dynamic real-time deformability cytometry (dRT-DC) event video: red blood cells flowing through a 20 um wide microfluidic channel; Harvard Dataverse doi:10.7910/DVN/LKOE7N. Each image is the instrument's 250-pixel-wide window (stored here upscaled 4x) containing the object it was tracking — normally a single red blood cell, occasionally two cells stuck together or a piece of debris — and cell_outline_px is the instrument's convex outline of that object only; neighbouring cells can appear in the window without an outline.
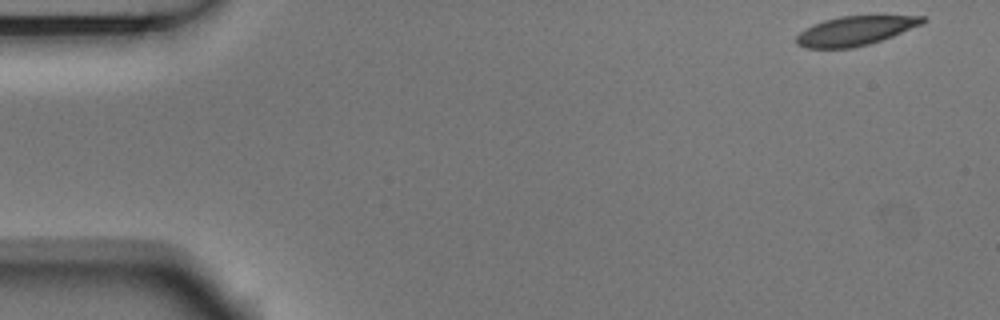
{"species": "Egyptian fruit bat (a non-hibernating species)", "species_latin": "Rousettus aegyptiacus", "temperature_condition": "room temperature", "stored_images_in_passage": 52, "camera_frame_rate_fps": 3000, "um_per_image_px": 0.085, "animal": {"sex": "male"}, "frame": {"image": 1, "passage_image": 1, "time_ms": 0.0, "image_size_px": [1000, 320], "cell_outline_px": [[928, 20], [924, 24], [892, 36], [868, 44], [852, 48], [804, 48], [796, 44], [796, 36], [804, 28], [812, 24], [824, 20], [840, 16], [924, 16]], "centroid_in_image_um": [72.67, 2.61], "position_along_channel_um": 12.3, "area_um2": 21.56}}
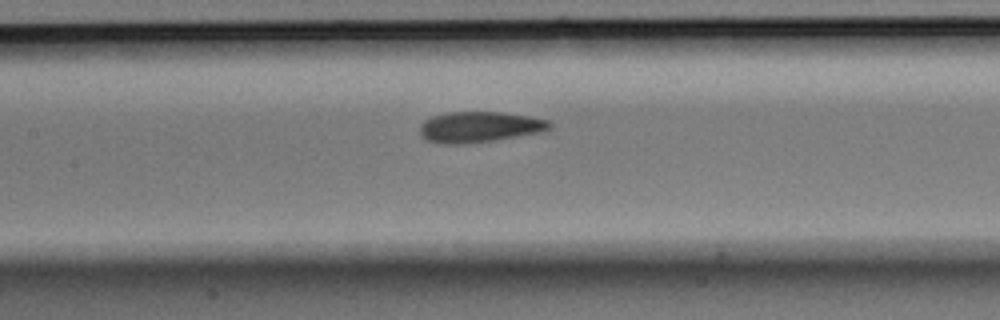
{"frame": {"image": 2, "passage_image": 23, "time_ms": 7.333, "image_size_px": [1000, 320], "cell_outline_px": [[552, 128], [544, 132], [492, 140], [464, 144], [444, 144], [428, 140], [420, 132], [420, 124], [424, 120], [432, 116], [448, 112], [500, 112], [528, 116], [548, 120], [552, 124]], "centroid_in_image_um": [40.78, 10.79], "position_along_channel_um": 166.6, "area_um2": 23.18}}
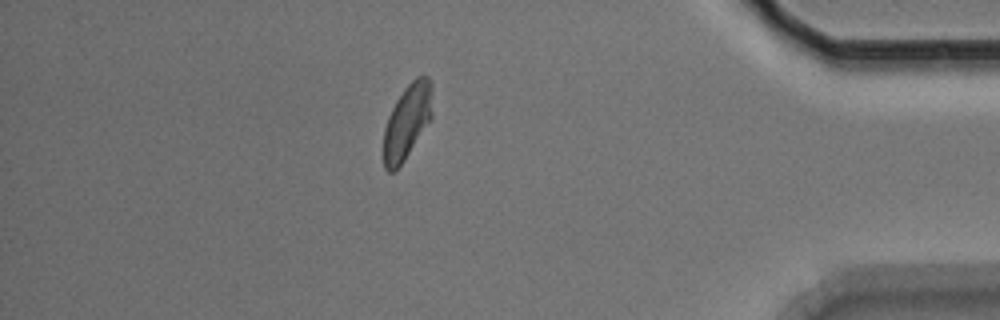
{"frame": {"image": 3, "passage_image": 45, "time_ms": 14.667, "image_size_px": [1000, 320], "cell_outline_px": [[432, 120], [396, 172], [388, 172], [384, 168], [384, 128], [388, 116], [396, 100], [404, 88], [416, 76], [428, 76], [432, 84]], "centroid_in_image_um": [34.62, 10.34], "position_along_channel_um": 400.6, "area_um2": 21.62}, "authors_computed_cell_mechanics": {"area_um2": 22.5709, "velocity_mm_per_s": 3.7206, "shape_relaxation_time_tau1_ms": 4.5988, "shape_relaxation_time_tau2_ms": 1.7624, "deformation_change_tau1": 0.1334, "deformation_change_tau2": 0.0562}}